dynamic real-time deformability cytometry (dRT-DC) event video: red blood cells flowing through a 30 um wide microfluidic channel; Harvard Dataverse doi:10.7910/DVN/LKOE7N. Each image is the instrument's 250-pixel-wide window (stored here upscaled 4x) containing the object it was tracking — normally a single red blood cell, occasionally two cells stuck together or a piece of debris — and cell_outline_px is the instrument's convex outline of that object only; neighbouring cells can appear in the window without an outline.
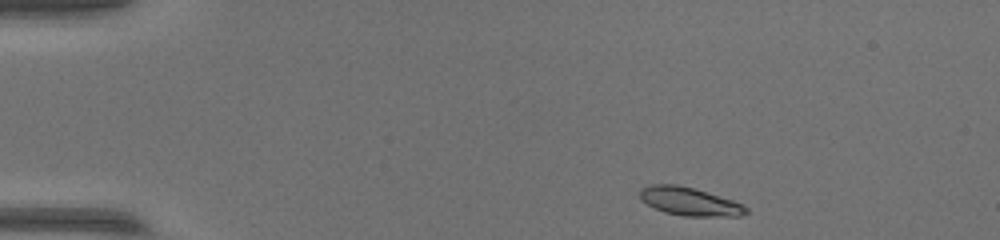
{"species": "common noctule bat (a hibernating species)", "species_latin": "Nyctalus noctula", "temperature_condition": "warm", "stored_images_in_passage": 45, "camera_frame_rate_fps": 3000, "um_per_image_px": 0.085, "animal": {"sex": "female", "body_mass_g": 17.0, "forearm_length_mm": 48.0}, "frame": {"image": 1, "passage_image": 1, "time_ms": 0.0, "image_size_px": [1000, 240], "cell_outline_px": [[748, 212], [740, 216], [684, 216], [664, 212], [640, 200], [640, 188], [652, 184], [676, 184], [692, 188], [732, 200], [744, 204], [748, 208]], "centroid_in_image_um": [58.61, 17.13], "position_along_channel_um": 26.4, "area_um2": 17.34}}
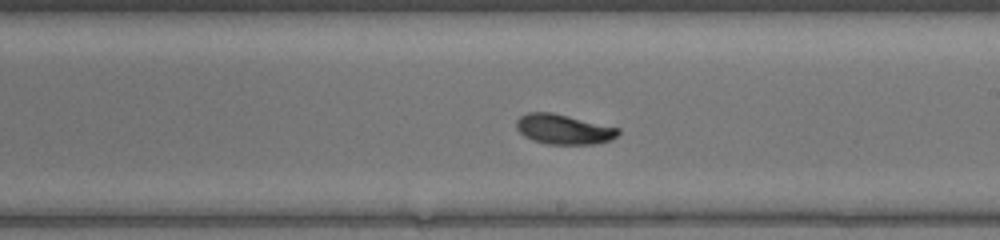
{"frame": {"image": 2, "passage_image": 24, "time_ms": 7.667, "image_size_px": [1000, 240], "cell_outline_px": [[620, 132], [612, 140], [592, 144], [548, 144], [532, 140], [524, 136], [516, 128], [516, 120], [520, 116], [528, 112], [552, 112], [620, 128]], "centroid_in_image_um": [47.9, 10.98], "position_along_channel_um": 241.1, "area_um2": 17.8}}
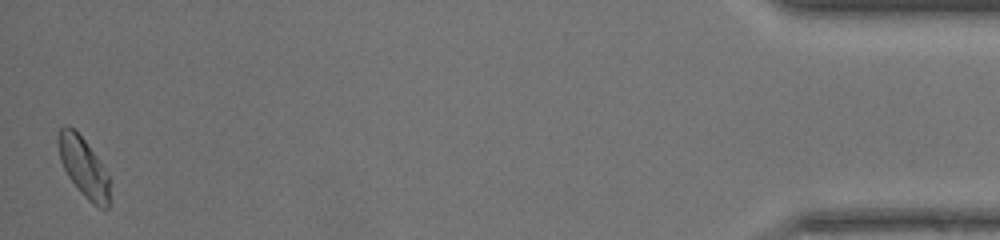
{"frame": {"image": 3, "passage_image": 45, "time_ms": 14.667, "image_size_px": [1000, 240], "cell_outline_px": [[112, 180], [108, 208], [100, 208], [88, 200], [84, 196], [68, 176], [60, 160], [56, 140], [56, 136], [60, 128], [64, 124], [68, 124], [84, 140], [96, 156]], "centroid_in_image_um": [7.11, 14.2], "position_along_channel_um": 428.1, "area_um2": 18.03}}